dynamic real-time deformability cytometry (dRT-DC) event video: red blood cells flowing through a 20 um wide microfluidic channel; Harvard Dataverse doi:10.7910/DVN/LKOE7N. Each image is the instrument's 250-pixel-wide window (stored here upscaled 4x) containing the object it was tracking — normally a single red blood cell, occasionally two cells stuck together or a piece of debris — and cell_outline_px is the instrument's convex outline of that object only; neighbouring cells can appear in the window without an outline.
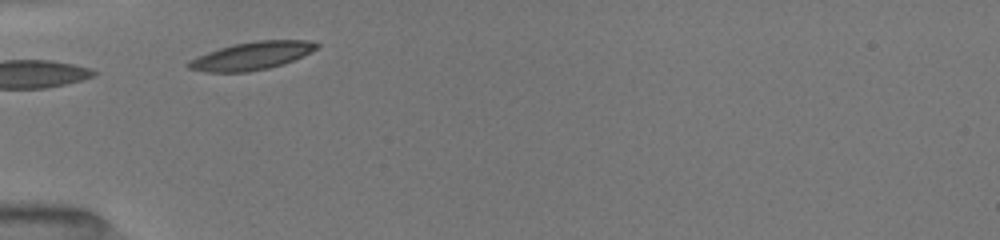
{"species": "common noctule bat (a hibernating species)", "species_latin": "Nyctalus noctula", "temperature_condition": "room temperature", "stored_images_in_passage": 5, "camera_frame_rate_fps": 3000, "um_per_image_px": 0.085, "animal": {"sex": "female", "body_mass_g": 19.5, "forearm_length_mm": 54.1}, "frame": {"image": 1, "passage_image": 1, "time_ms": 0.0, "image_size_px": [1000, 240], "cell_outline_px": [[320, 44], [316, 48], [284, 64], [268, 68], [248, 72], [204, 72], [188, 68], [184, 64], [188, 60], [196, 56], [232, 44], [256, 40], [308, 40]], "centroid_in_image_um": [21.31, 4.75], "position_along_channel_um": 63.7, "area_um2": 20.81}}